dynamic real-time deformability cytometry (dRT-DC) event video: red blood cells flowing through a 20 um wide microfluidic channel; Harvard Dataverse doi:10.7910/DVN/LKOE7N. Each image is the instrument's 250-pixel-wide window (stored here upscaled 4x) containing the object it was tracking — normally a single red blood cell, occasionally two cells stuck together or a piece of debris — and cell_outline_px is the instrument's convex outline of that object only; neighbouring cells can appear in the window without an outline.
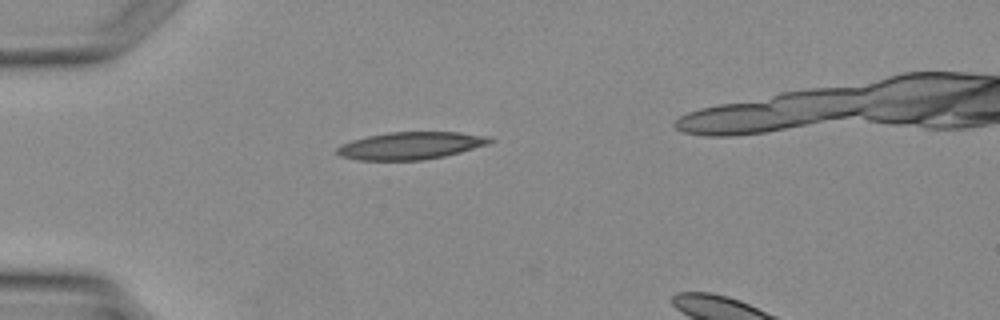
{"species": "Egyptian fruit bat (a non-hibernating species)", "species_latin": "Rousettus aegyptiacus", "temperature_condition": "warm", "stored_images_in_passage": 4, "segment_of_instrument_passage": [1, 2], "camera_frame_rate_fps": 3000, "um_per_image_px": 0.085, "animal": {"sex": "female"}, "frame": {"image": 1, "passage_image": 3, "time_ms": 2.667, "image_size_px": [1000, 320], "cell_outline_px": [[496, 140], [488, 144], [460, 152], [444, 156], [424, 160], [356, 160], [340, 156], [336, 152], [336, 148], [340, 144], [352, 140], [368, 136], [388, 132], [460, 132], [492, 136]], "centroid_in_image_um": [34.93, 12.37], "position_along_channel_um": 50.1, "area_um2": 24.62}}